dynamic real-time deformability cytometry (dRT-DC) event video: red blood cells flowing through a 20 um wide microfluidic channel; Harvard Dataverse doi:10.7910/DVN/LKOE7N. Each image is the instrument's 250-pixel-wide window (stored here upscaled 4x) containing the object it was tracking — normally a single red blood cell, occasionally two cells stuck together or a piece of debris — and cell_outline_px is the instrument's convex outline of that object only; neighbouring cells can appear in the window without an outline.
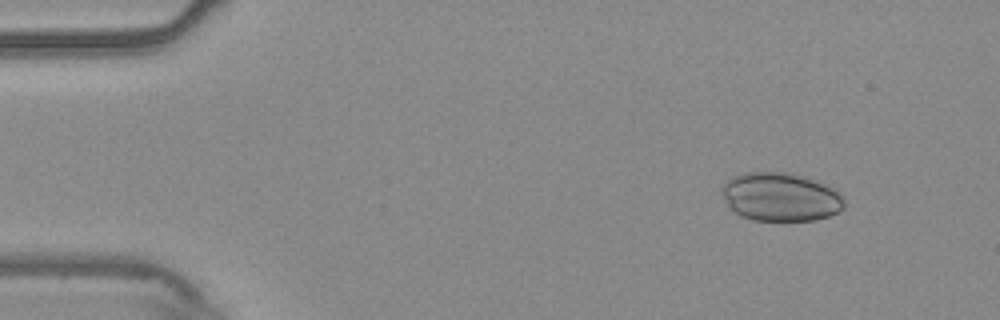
{"species": "common noctule bat (a hibernating species)", "species_latin": "Nyctalus noctula", "temperature_condition": "warm", "stored_images_in_passage": 53, "camera_frame_rate_fps": 3000, "um_per_image_px": 0.085, "animal": {"sex": "male", "body_mass_g": 20.4}, "frame": {"image": 1, "passage_image": 5, "time_ms": 1.333, "image_size_px": [1000, 320], "cell_outline_px": [[844, 208], [828, 216], [816, 220], [752, 220], [740, 216], [724, 200], [720, 192], [720, 188], [732, 176], [744, 172], [788, 172], [808, 176], [832, 188], [844, 200]], "centroid_in_image_um": [66.31, 16.72], "position_along_channel_um": 18.7, "area_um2": 34.68}}
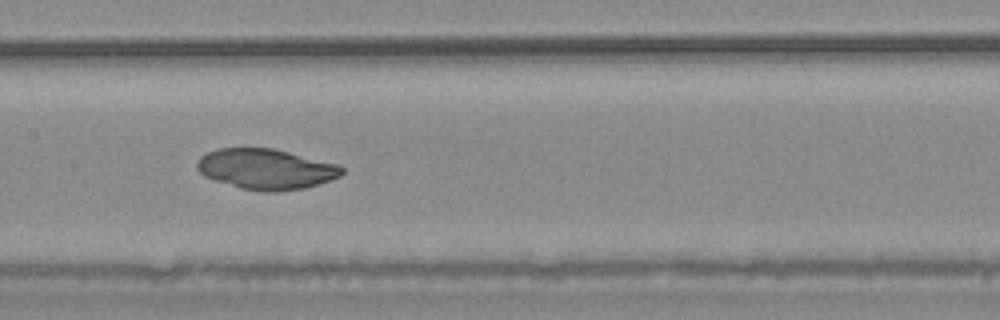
{"frame": {"image": 2, "passage_image": 26, "time_ms": 8.333, "image_size_px": [1000, 320], "cell_outline_px": [[344, 172], [340, 176], [320, 184], [304, 188], [276, 192], [264, 192], [240, 188], [204, 176], [196, 168], [196, 164], [200, 156], [208, 152], [220, 148], [272, 148], [340, 164], [344, 168]], "centroid_in_image_um": [22.64, 14.37], "position_along_channel_um": 184.8, "area_um2": 34.28}}
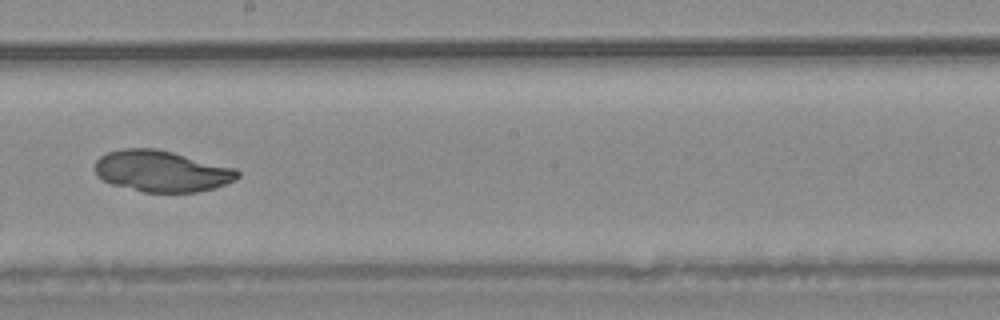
{"frame": {"image": 3, "passage_image": 30, "time_ms": 9.667, "image_size_px": [1000, 320], "cell_outline_px": [[240, 176], [236, 180], [212, 188], [196, 192], [144, 192], [112, 184], [104, 180], [96, 172], [96, 160], [100, 156], [108, 152], [124, 148], [156, 148], [236, 168], [240, 172]], "centroid_in_image_um": [13.77, 14.54], "position_along_channel_um": 234.4, "area_um2": 34.04}}